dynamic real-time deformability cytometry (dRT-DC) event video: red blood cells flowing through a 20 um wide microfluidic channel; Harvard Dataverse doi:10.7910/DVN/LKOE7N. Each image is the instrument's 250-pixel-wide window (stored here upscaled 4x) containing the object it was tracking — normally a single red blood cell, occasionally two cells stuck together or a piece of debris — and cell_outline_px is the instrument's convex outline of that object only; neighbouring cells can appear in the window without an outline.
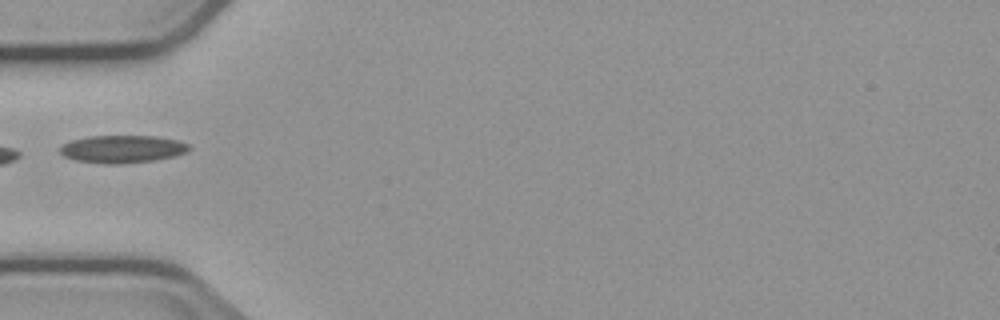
{"species": "common noctule bat (a hibernating species)", "species_latin": "Nyctalus noctula", "temperature_condition": "cold", "stored_images_in_passage": 5, "camera_frame_rate_fps": 3000, "um_per_image_px": 0.085, "animal": {"sex": "male", "body_mass_g": 23.1, "forearm_length_mm": 52.7}, "frame": {"image": 1, "passage_image": 4, "time_ms": 6.333, "image_size_px": [1000, 320], "cell_outline_px": [[192, 148], [188, 152], [172, 156], [152, 160], [120, 164], [108, 164], [76, 160], [64, 156], [60, 152], [60, 148], [64, 144], [72, 140], [88, 136], [156, 136], [180, 140], [188, 144]], "centroid_in_image_um": [10.44, 12.66], "position_along_channel_um": 74.6, "area_um2": 20.69}}
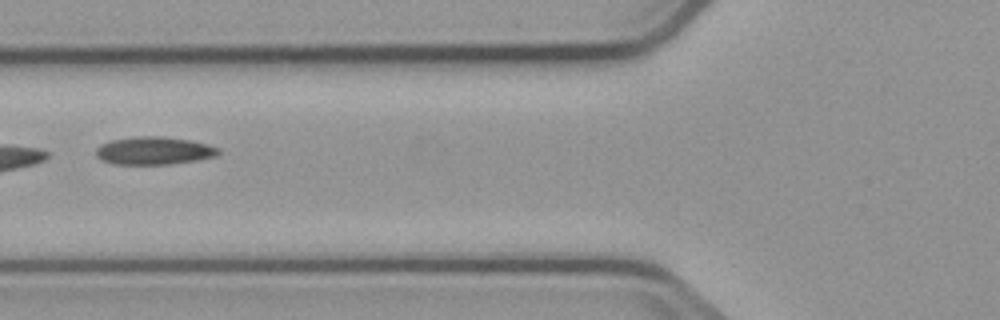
{"frame": {"image": 2, "passage_image": 5, "time_ms": 7.333, "image_size_px": [1000, 320], "cell_outline_px": [[220, 152], [216, 156], [196, 160], [168, 164], [116, 164], [100, 160], [96, 156], [96, 148], [100, 144], [112, 140], [136, 136], [164, 136], [188, 140], [208, 144], [220, 148]], "centroid_in_image_um": [13.07, 12.8], "position_along_channel_um": 112.7, "area_um2": 19.88}}